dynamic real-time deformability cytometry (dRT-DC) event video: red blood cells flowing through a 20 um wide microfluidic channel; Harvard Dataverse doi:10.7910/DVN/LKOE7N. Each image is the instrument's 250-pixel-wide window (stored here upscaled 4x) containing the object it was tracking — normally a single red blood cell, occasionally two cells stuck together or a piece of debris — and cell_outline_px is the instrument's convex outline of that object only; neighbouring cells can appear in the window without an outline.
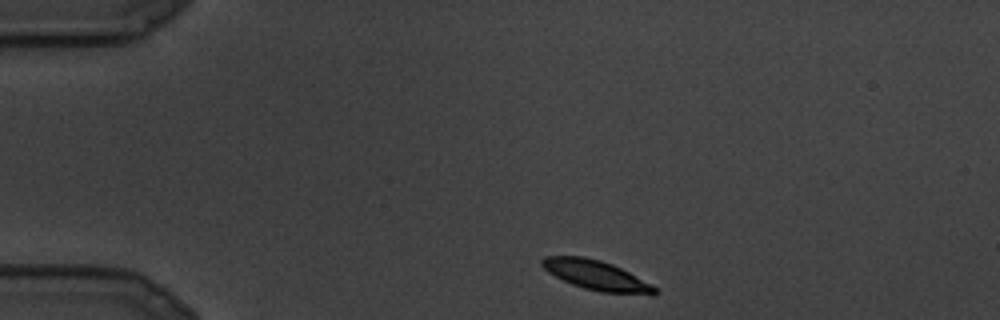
{"species": "common noctule bat (a hibernating species)", "species_latin": "Nyctalus noctula", "temperature_condition": "cold", "stored_images_in_passage": 9, "segment_of_instrument_passage": [1, 2], "camera_frame_rate_fps": 3000, "um_per_image_px": 0.085, "animal": {"sex": "male", "body_mass_g": 19.5, "forearm_length_mm": 54.6}, "frame": {"image": 1, "passage_image": 1, "time_ms": 0.0, "image_size_px": [1000, 320], "cell_outline_px": [[660, 292], [656, 296], [652, 296], [600, 292], [584, 288], [572, 284], [548, 272], [540, 264], [540, 260], [544, 256], [584, 256], [600, 260], [612, 264], [652, 284]], "centroid_in_image_um": [50.74, 23.42], "position_along_channel_um": 34.3, "area_um2": 19.71}}
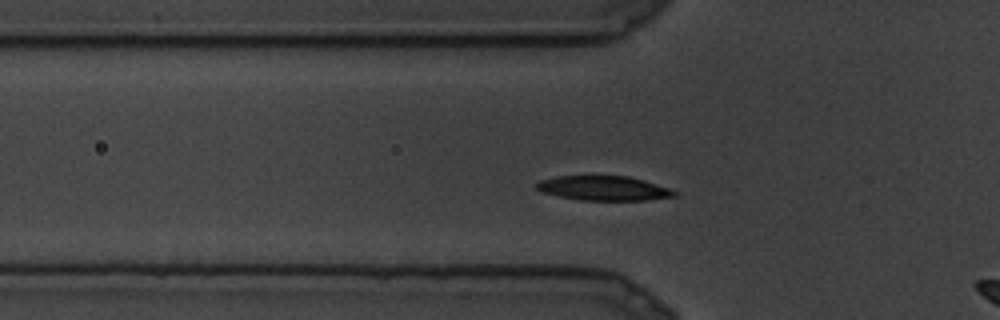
{"frame": {"image": 2, "passage_image": 5, "time_ms": 1.333, "image_size_px": [1000, 320], "cell_outline_px": [[676, 196], [644, 200], [580, 200], [560, 196], [544, 192], [536, 188], [536, 184], [540, 180], [556, 176], [628, 176], [644, 180], [672, 188], [676, 192]], "centroid_in_image_um": [51.35, 15.99], "position_along_channel_um": 74.4, "area_um2": 19.59}}
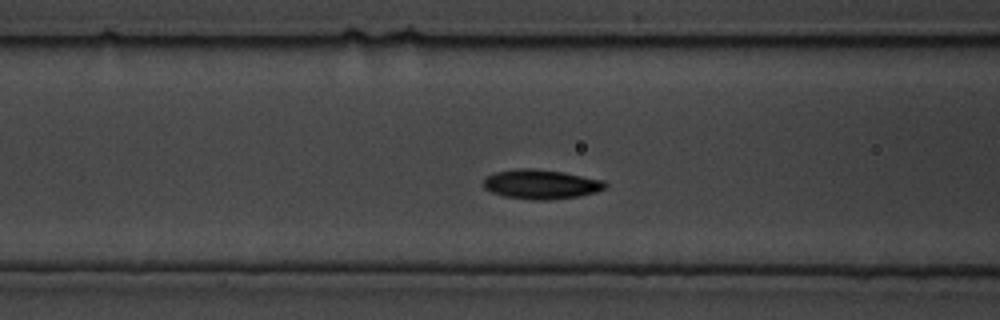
{"frame": {"image": 3, "passage_image": 7, "time_ms": 2.0, "image_size_px": [1000, 320], "cell_outline_px": [[608, 184], [604, 188], [596, 192], [580, 196], [548, 200], [532, 200], [504, 196], [492, 192], [484, 188], [484, 176], [496, 172], [520, 168], [532, 168], [564, 172], [604, 180]], "centroid_in_image_um": [45.99, 15.66], "position_along_channel_um": 120.6, "area_um2": 20.98}}